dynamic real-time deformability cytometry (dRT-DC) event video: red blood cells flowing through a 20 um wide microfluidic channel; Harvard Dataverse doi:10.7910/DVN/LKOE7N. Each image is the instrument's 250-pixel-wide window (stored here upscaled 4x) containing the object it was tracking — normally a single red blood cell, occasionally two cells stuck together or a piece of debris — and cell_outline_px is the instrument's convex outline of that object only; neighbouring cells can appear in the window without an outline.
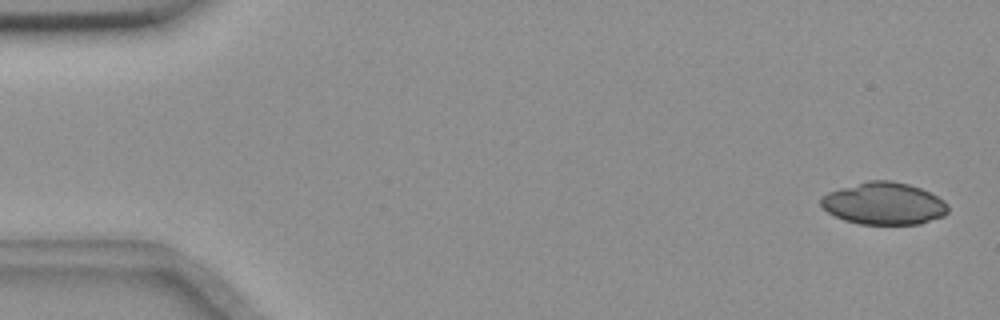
{"species": "common noctule bat (a hibernating species)", "species_latin": "Nyctalus noctula", "temperature_condition": "room temperature", "stored_images_in_passage": 55, "camera_frame_rate_fps": 3000, "um_per_image_px": 0.085, "animal": {"sex": "female", "body_mass_g": 18.4}, "frame": {"image": 1, "passage_image": 2, "time_ms": 0.333, "image_size_px": [1000, 320], "cell_outline_px": [[948, 212], [944, 216], [920, 224], [860, 224], [844, 220], [828, 212], [820, 204], [820, 196], [828, 192], [840, 188], [868, 180], [892, 180], [908, 184], [920, 188], [944, 200], [948, 204]], "centroid_in_image_um": [75.13, 17.3], "position_along_channel_um": 9.9, "area_um2": 31.33}}